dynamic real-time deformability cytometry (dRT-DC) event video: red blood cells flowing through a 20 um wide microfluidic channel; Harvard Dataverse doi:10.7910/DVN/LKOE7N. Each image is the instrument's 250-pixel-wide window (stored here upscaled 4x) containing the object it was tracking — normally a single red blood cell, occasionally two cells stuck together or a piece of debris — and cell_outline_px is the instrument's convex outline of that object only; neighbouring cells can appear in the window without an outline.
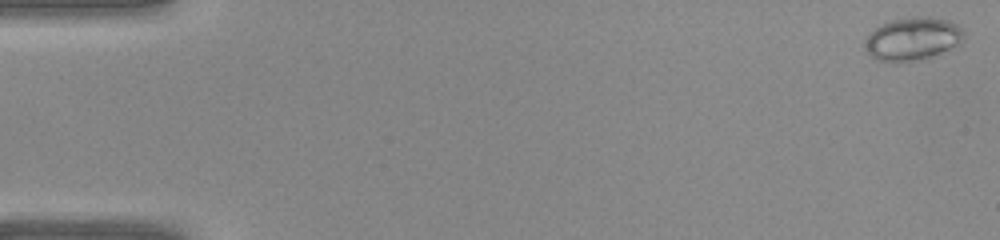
{"species": "common noctule bat (a hibernating species)", "species_latin": "Nyctalus noctula", "temperature_condition": "warm", "stored_images_in_passage": 41, "camera_frame_rate_fps": 3000, "um_per_image_px": 0.085, "animal": {"sex": "female", "body_mass_g": 22.0, "forearm_length_mm": 56.7}, "frame": {"image": 1, "passage_image": 1, "time_ms": 0.0, "image_size_px": [1000, 240], "cell_outline_px": [[964, 36], [960, 44], [940, 52], [916, 60], [900, 64], [896, 64], [876, 60], [864, 48], [864, 40], [868, 32], [880, 24], [892, 20], [916, 16], [928, 16], [948, 20], [964, 28]], "centroid_in_image_um": [77.52, 3.3], "position_along_channel_um": 7.5, "area_um2": 25.2}}
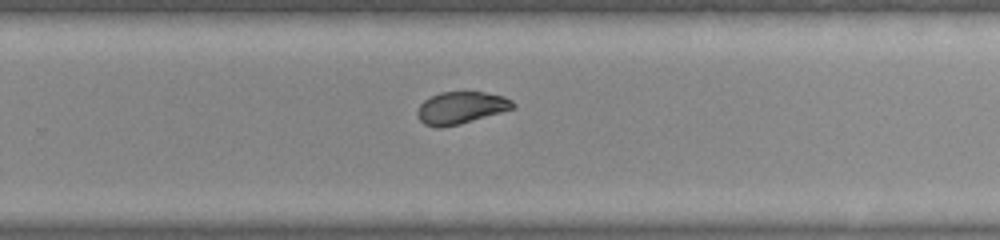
{"frame": {"image": 2, "passage_image": 27, "time_ms": 8.667, "image_size_px": [1000, 240], "cell_outline_px": [[516, 108], [460, 124], [440, 128], [436, 128], [424, 124], [416, 116], [416, 112], [420, 104], [424, 100], [440, 92], [484, 92], [504, 96], [512, 100], [516, 104]], "centroid_in_image_um": [39.18, 9.17], "position_along_channel_um": 290.6, "area_um2": 18.09}}
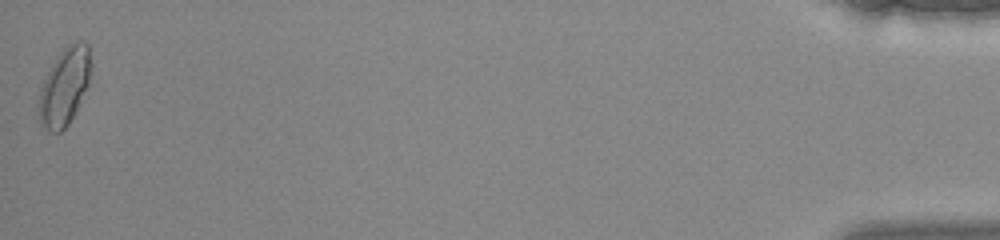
{"frame": {"image": 3, "passage_image": 41, "time_ms": 13.333, "image_size_px": [1000, 240], "cell_outline_px": [[92, 72], [88, 84], [68, 124], [60, 132], [52, 132], [44, 128], [40, 124], [40, 88], [56, 56], [72, 40], [84, 40], [88, 44], [92, 64]], "centroid_in_image_um": [5.52, 7.27], "position_along_channel_um": 429.7, "area_um2": 23.35}}